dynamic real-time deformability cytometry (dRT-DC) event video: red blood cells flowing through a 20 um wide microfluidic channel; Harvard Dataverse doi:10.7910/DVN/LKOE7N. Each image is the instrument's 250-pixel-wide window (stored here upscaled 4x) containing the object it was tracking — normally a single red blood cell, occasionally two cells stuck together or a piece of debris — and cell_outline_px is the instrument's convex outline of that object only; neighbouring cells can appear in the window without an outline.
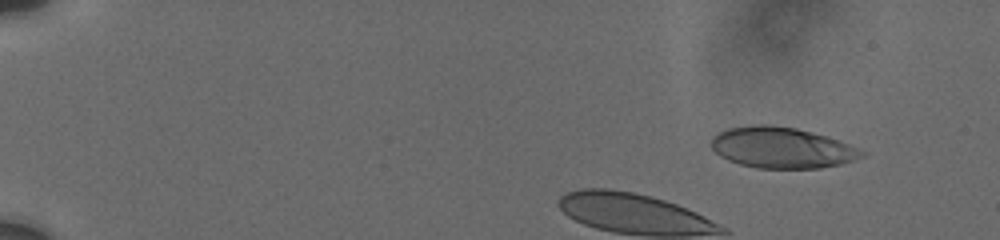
{"species": "human", "species_latin": "Homo sapiens", "temperature_condition": "cold", "stored_images_in_passage": 17, "camera_frame_rate_fps": 3000, "um_per_image_px": 0.085, "donor": {"sex": "male"}, "frame": {"image": 1, "passage_image": 7, "time_ms": 1.667, "image_size_px": [1000, 240], "cell_outline_px": [[868, 152], [864, 156], [840, 164], [820, 168], [756, 168], [740, 164], [728, 160], [720, 156], [712, 148], [712, 136], [728, 128], [752, 124], [772, 124], [796, 128], [828, 136], [840, 140]], "centroid_in_image_um": [66.47, 12.54], "position_along_channel_um": 18.5, "area_um2": 36.13}}
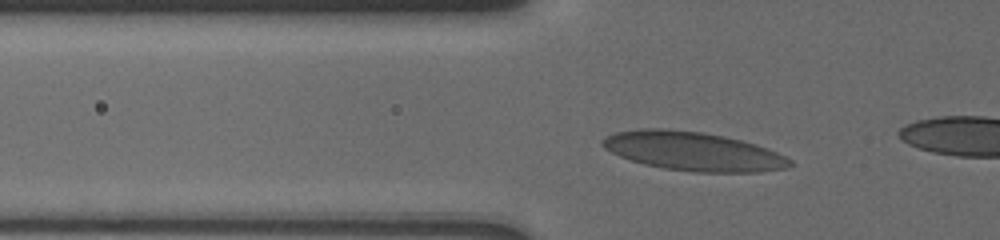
{"frame": {"image": 2, "passage_image": 15, "time_ms": 5.0, "image_size_px": [1000, 240], "cell_outline_px": [[796, 164], [788, 168], [760, 172], [692, 172], [664, 168], [644, 164], [620, 156], [604, 148], [600, 144], [600, 140], [604, 136], [616, 132], [640, 128], [664, 128], [704, 132], [724, 136], [756, 144], [776, 152], [792, 160]], "centroid_in_image_um": [58.91, 12.85], "position_along_channel_um": 66.9, "area_um2": 42.66}}